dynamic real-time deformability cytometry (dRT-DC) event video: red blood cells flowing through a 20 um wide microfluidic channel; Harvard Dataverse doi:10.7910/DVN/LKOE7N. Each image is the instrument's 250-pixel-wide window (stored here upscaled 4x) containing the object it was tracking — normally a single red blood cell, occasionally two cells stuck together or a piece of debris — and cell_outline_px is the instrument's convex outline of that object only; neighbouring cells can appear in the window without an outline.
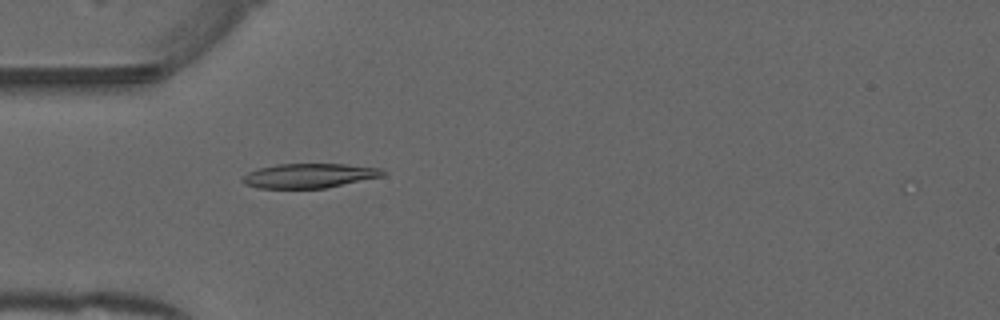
{"species": "common noctule bat (a hibernating species)", "species_latin": "Nyctalus noctula", "temperature_condition": "warm", "stored_images_in_passage": 53, "camera_frame_rate_fps": 3000, "um_per_image_px": 0.085, "animal": {"sex": "male", "forearm_length_mm": 52.5}, "frame": {"image": 1, "passage_image": 16, "time_ms": 5.0, "image_size_px": [1000, 320], "cell_outline_px": [[388, 172], [384, 176], [324, 188], [256, 188], [244, 184], [240, 180], [248, 172], [260, 168], [276, 164], [344, 164], [380, 168]], "centroid_in_image_um": [26.28, 14.93], "position_along_channel_um": 58.7, "area_um2": 20.0}}
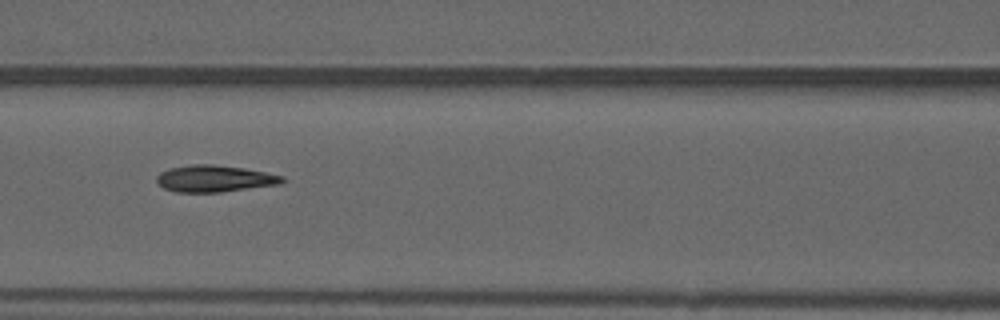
{"frame": {"image": 2, "passage_image": 23, "time_ms": 7.333, "image_size_px": [1000, 320], "cell_outline_px": [[284, 180], [280, 184], [220, 192], [176, 192], [164, 188], [156, 180], [156, 176], [160, 172], [168, 168], [192, 164], [212, 164], [244, 168], [284, 176]], "centroid_in_image_um": [18.21, 15.17], "position_along_channel_um": 148.4, "area_um2": 19.48}}
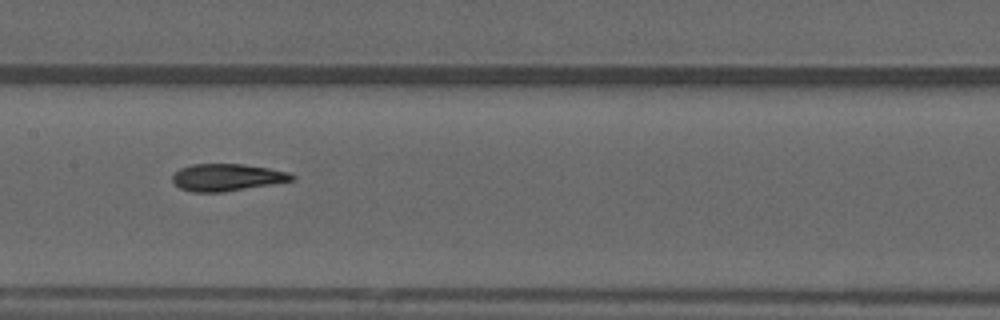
{"frame": {"image": 3, "passage_image": 26, "time_ms": 8.333, "image_size_px": [1000, 320], "cell_outline_px": [[296, 180], [224, 192], [192, 192], [180, 188], [172, 180], [172, 176], [180, 168], [192, 164], [244, 164], [268, 168], [288, 172], [296, 176]], "centroid_in_image_um": [19.31, 15.08], "position_along_channel_um": 188.1, "area_um2": 18.9}}